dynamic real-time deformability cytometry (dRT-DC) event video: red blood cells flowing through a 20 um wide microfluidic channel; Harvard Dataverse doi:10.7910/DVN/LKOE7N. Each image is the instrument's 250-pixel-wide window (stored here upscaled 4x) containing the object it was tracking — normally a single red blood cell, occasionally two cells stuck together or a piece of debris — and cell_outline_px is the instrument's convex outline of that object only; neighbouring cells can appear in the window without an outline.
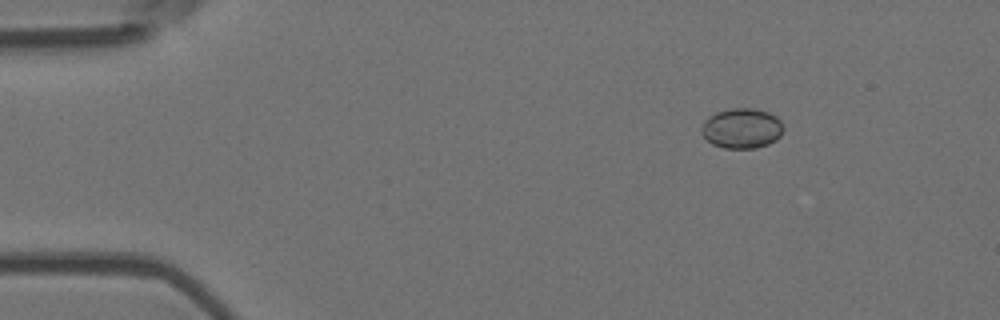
{"species": "Egyptian fruit bat (a non-hibernating species)", "species_latin": "Rousettus aegyptiacus", "temperature_condition": "room temperature", "stored_images_in_passage": 5, "camera_frame_rate_fps": 3000, "um_per_image_px": 0.085, "animal": {"sex": "female"}, "frame": {"image": 1, "passage_image": 1, "time_ms": 0.0, "image_size_px": [1000, 320], "cell_outline_px": [[784, 128], [780, 136], [776, 140], [768, 144], [756, 148], [724, 148], [712, 144], [700, 132], [700, 128], [704, 120], [708, 116], [716, 112], [732, 108], [756, 108], [768, 112], [776, 116], [780, 120]], "centroid_in_image_um": [63.05, 10.9], "position_along_channel_um": 22.0, "area_um2": 19.36}}
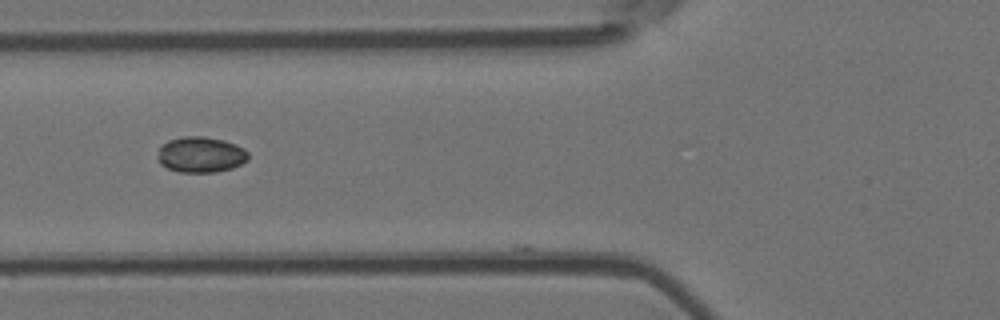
{"frame": {"image": 2, "passage_image": 4, "time_ms": 1.0, "image_size_px": [1000, 320], "cell_outline_px": [[248, 160], [232, 168], [216, 172], [180, 172], [168, 168], [160, 164], [156, 156], [160, 148], [168, 140], [184, 136], [204, 136], [224, 140], [236, 144], [244, 148], [248, 152]], "centroid_in_image_um": [17.07, 13.14], "position_along_channel_um": 108.7, "area_um2": 18.96}}